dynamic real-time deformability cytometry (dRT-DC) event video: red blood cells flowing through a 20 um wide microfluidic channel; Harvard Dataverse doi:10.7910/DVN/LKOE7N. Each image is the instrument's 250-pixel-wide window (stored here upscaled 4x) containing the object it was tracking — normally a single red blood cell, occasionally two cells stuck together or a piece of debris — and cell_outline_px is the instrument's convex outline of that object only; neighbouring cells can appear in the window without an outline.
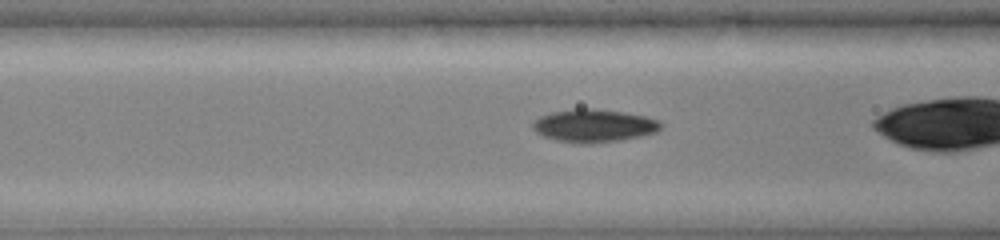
{"species": "common noctule bat (a hibernating species)", "species_latin": "Nyctalus noctula", "temperature_condition": "warm", "stored_images_in_passage": 49, "camera_frame_rate_fps": 3000, "um_per_image_px": 0.085, "animal": {"sex": "female", "body_mass_g": 19.0, "forearm_length_mm": 51.5}, "frame": {"image": 1, "passage_image": 22, "time_ms": 7.0, "image_size_px": [1000, 240], "cell_outline_px": [[664, 124], [656, 132], [640, 136], [620, 140], [592, 144], [580, 144], [556, 140], [544, 136], [536, 132], [532, 128], [532, 124], [540, 116], [552, 112], [576, 108], [592, 108], [624, 112], [644, 116], [660, 120]], "centroid_in_image_um": [50.49, 10.68], "position_along_channel_um": 116.1, "area_um2": 24.68}}
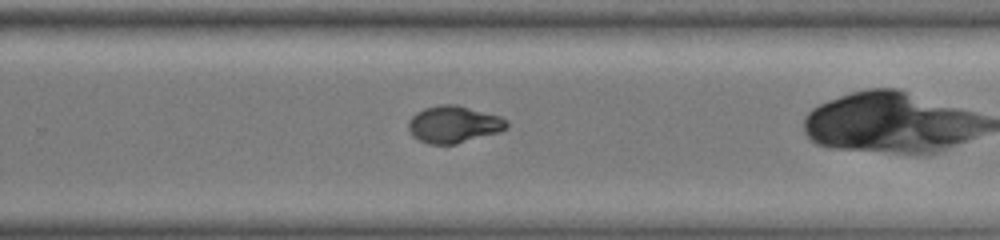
{"frame": {"image": 2, "passage_image": 38, "time_ms": 12.333, "image_size_px": [1000, 240], "cell_outline_px": [[508, 128], [500, 132], [456, 144], [428, 144], [412, 136], [408, 128], [408, 120], [416, 112], [424, 108], [440, 104], [456, 104], [500, 116], [508, 120]], "centroid_in_image_um": [38.57, 10.57], "position_along_channel_um": 291.2, "area_um2": 21.39}}
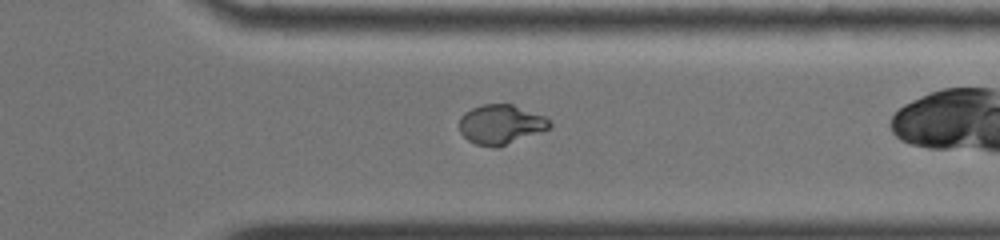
{"frame": {"image": 3, "passage_image": 45, "time_ms": 14.667, "image_size_px": [1000, 240], "cell_outline_px": [[552, 124], [548, 128], [540, 132], [496, 148], [476, 144], [468, 140], [460, 132], [460, 116], [464, 112], [480, 104], [512, 104], [544, 116]], "centroid_in_image_um": [42.53, 10.57], "position_along_channel_um": 368.9, "area_um2": 20.63}}